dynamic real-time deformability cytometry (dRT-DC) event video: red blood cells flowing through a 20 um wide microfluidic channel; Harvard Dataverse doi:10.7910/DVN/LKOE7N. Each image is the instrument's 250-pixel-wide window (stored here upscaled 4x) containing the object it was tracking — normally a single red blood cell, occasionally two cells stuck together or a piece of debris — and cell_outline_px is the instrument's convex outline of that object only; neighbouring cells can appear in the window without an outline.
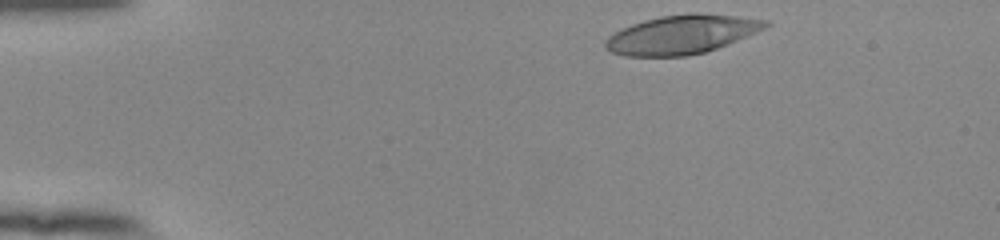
{"species": "human", "species_latin": "Homo sapiens", "temperature_condition": "room temperature", "stored_images_in_passage": 38, "camera_frame_rate_fps": 3000, "um_per_image_px": 0.085, "donor": {"sex": "female"}, "frame": {"image": 1, "passage_image": 1, "time_ms": 0.0, "image_size_px": [1000, 240], "cell_outline_px": [[772, 24], [748, 36], [728, 44], [704, 52], [688, 56], [624, 56], [612, 52], [604, 48], [604, 40], [608, 36], [632, 24], [644, 20], [660, 16], [688, 12], [696, 12], [736, 16], [772, 20]], "centroid_in_image_um": [57.96, 2.92], "position_along_channel_um": 27.0, "area_um2": 36.47}}
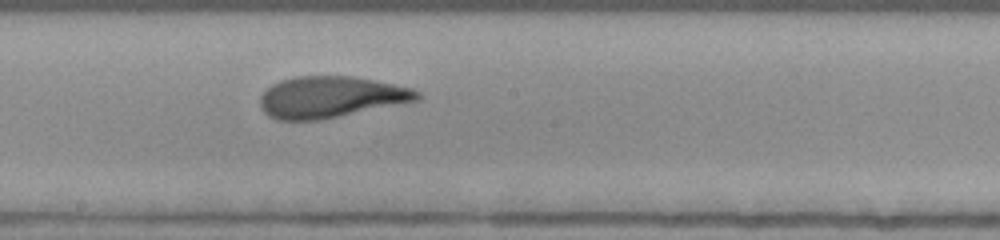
{"frame": {"image": 2, "passage_image": 22, "time_ms": 7.0, "image_size_px": [1000, 240], "cell_outline_px": [[424, 96], [420, 100], [320, 120], [276, 120], [268, 116], [260, 108], [260, 96], [272, 84], [280, 80], [296, 76], [348, 76], [372, 80], [412, 88], [420, 92]], "centroid_in_image_um": [28.1, 8.26], "position_along_channel_um": 220.1, "area_um2": 37.92}}
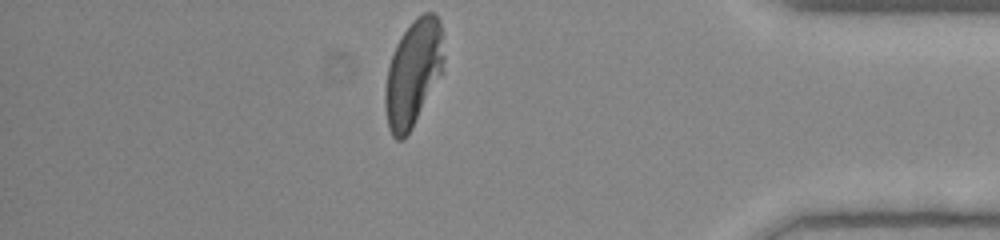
{"frame": {"image": 3, "passage_image": 38, "time_ms": 12.333, "image_size_px": [1000, 240], "cell_outline_px": [[444, 60], [440, 72], [412, 128], [404, 140], [396, 140], [392, 136], [388, 128], [384, 104], [384, 92], [388, 64], [396, 44], [400, 36], [412, 20], [416, 16], [424, 12], [432, 12], [440, 20], [444, 32]], "centroid_in_image_um": [35.1, 6.16], "position_along_channel_um": 400.1, "area_um2": 36.47}, "authors_computed_cell_mechanics": {"area_um2": 37.6856, "velocity_mm_per_s": 3.9372, "shape_relaxation_time_tau1_ms": 6.5287, "shape_relaxation_time_tau2_ms": 1.3761, "deformation_change_tau1": 0.2703, "deformation_change_tau2": 0.0944}}